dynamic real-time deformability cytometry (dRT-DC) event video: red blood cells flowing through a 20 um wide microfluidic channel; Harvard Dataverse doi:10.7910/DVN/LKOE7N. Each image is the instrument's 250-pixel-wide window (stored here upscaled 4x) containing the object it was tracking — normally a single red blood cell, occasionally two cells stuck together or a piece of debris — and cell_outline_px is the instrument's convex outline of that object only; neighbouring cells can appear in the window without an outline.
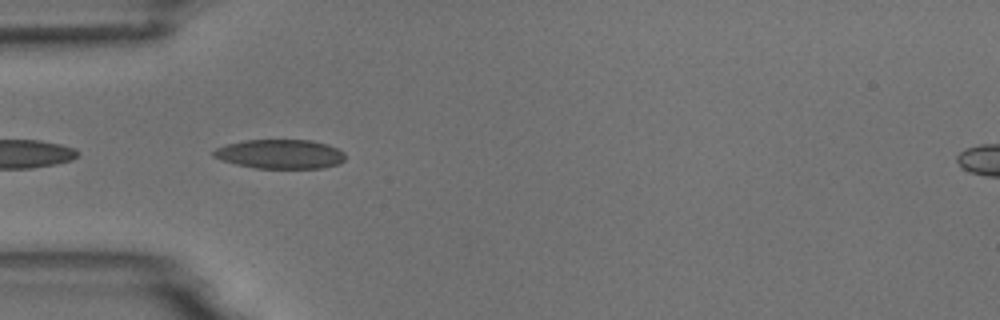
{"species": "common noctule bat (a hibernating species)", "species_latin": "Nyctalus noctula", "temperature_condition": "room temperature", "stored_images_in_passage": 2, "camera_frame_rate_fps": 3000, "um_per_image_px": 0.085, "animal": {"sex": "male", "body_mass_g": 18.8}, "frame": {"image": 1, "passage_image": 1, "time_ms": 0.0, "image_size_px": [1000, 320], "cell_outline_px": [[344, 160], [340, 164], [324, 168], [256, 168], [236, 164], [220, 160], [212, 156], [212, 152], [216, 148], [228, 144], [244, 140], [312, 140], [328, 144], [344, 152]], "centroid_in_image_um": [23.82, 13.1], "position_along_channel_um": 61.2, "area_um2": 22.54}}